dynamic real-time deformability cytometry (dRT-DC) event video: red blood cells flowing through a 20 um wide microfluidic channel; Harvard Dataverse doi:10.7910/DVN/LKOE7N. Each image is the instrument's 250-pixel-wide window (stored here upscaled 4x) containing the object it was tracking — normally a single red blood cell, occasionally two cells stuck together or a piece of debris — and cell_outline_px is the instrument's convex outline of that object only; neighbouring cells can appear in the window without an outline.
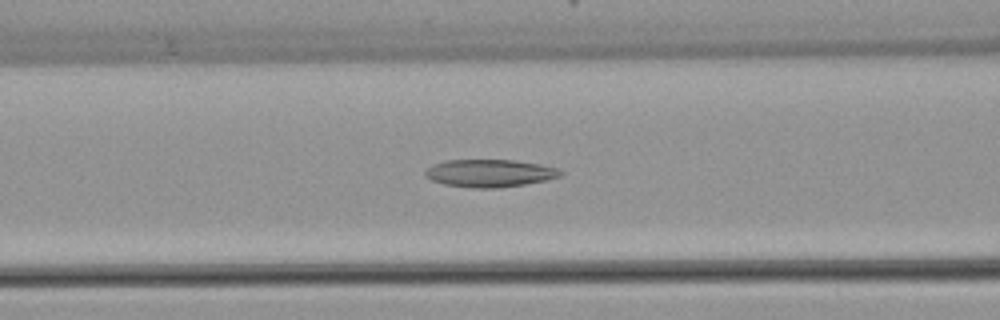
{"species": "common noctule bat (a hibernating species)", "species_latin": "Nyctalus noctula", "temperature_condition": "warm", "stored_images_in_passage": 52, "camera_frame_rate_fps": 3000, "um_per_image_px": 0.085, "animal": {"sex": "female", "body_mass_g": 22.7, "forearm_length_mm": 54.2}, "frame": {"image": 1, "passage_image": 21, "time_ms": 6.667, "image_size_px": [1000, 320], "cell_outline_px": [[564, 172], [560, 176], [544, 180], [524, 184], [500, 188], [476, 188], [444, 184], [432, 180], [424, 176], [424, 172], [432, 164], [444, 160], [516, 160], [540, 164], [556, 168]], "centroid_in_image_um": [41.59, 14.71], "position_along_channel_um": 125.0, "area_um2": 21.73}}
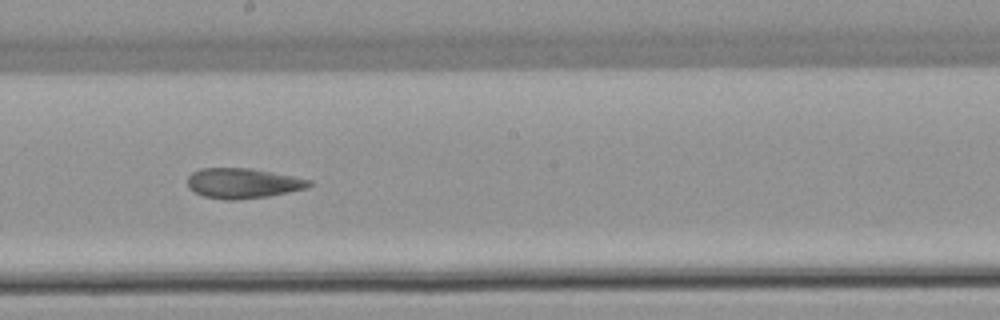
{"frame": {"image": 2, "passage_image": 29, "time_ms": 9.333, "image_size_px": [1000, 320], "cell_outline_px": [[312, 184], [308, 188], [268, 196], [236, 200], [224, 200], [204, 196], [188, 188], [188, 176], [192, 172], [200, 168], [252, 168], [312, 180]], "centroid_in_image_um": [20.64, 15.57], "position_along_channel_um": 227.6, "area_um2": 21.39}}
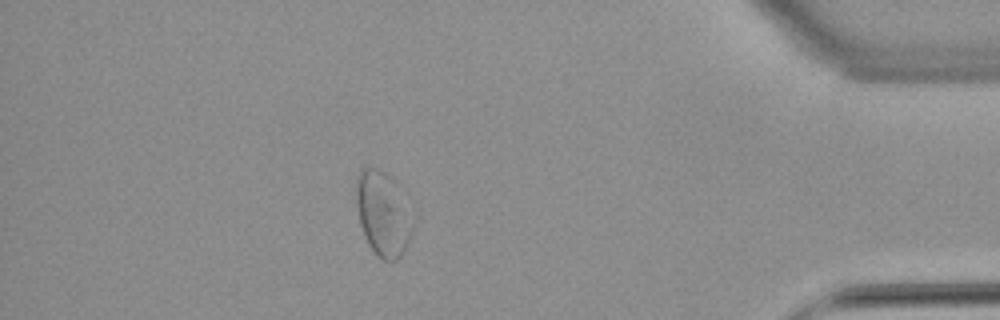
{"frame": {"image": 3, "passage_image": 46, "time_ms": 15.0, "image_size_px": [1000, 320], "cell_outline_px": [[412, 232], [400, 256], [396, 260], [384, 260], [368, 244], [360, 224], [356, 204], [356, 176], [364, 168], [376, 168], [384, 172], [396, 180], [408, 192], [412, 228]], "centroid_in_image_um": [32.59, 18.07], "position_along_channel_um": 402.6, "area_um2": 28.21}, "authors_computed_cell_mechanics": {"area_um2": 23.2645, "velocity_mm_per_s": 3.8518, "shape_relaxation_time_tau1_ms": null, "shape_relaxation_time_tau2_ms": 4.7852, "deformation_change_tau1": null, "deformation_change_tau2": 0.1401}}